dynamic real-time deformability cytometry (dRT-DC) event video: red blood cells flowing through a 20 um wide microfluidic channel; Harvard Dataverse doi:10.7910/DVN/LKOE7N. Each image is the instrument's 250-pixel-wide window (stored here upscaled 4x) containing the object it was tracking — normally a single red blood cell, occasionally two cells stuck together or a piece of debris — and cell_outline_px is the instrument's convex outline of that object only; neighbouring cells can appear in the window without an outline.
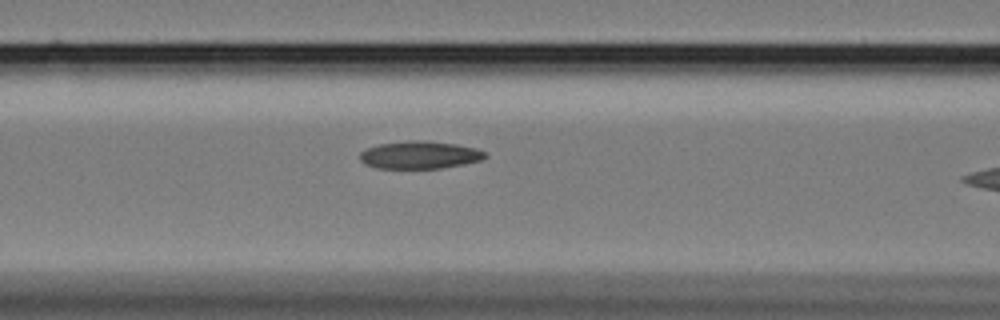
{"species": "Egyptian fruit bat (a non-hibernating species)", "species_latin": "Rousettus aegyptiacus", "temperature_condition": "cold", "stored_images_in_passage": 44, "camera_frame_rate_fps": 3000, "um_per_image_px": 0.085, "animal": {"sex": "female"}, "frame": {"image": 1, "passage_image": 20, "time_ms": 6.333, "image_size_px": [1000, 320], "cell_outline_px": [[488, 156], [484, 160], [464, 164], [440, 168], [376, 168], [364, 164], [360, 160], [360, 152], [368, 148], [380, 144], [408, 140], [424, 140], [456, 144], [476, 148], [484, 152]], "centroid_in_image_um": [35.69, 13.17], "position_along_channel_um": 130.9, "area_um2": 20.23}}
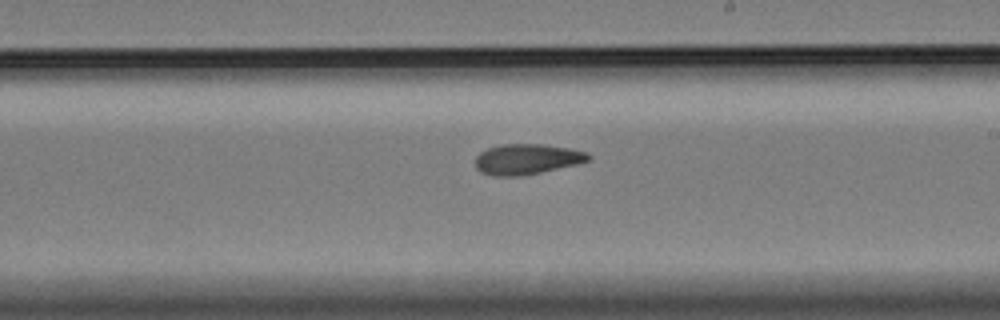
{"frame": {"image": 2, "passage_image": 30, "time_ms": 9.667, "image_size_px": [1000, 320], "cell_outline_px": [[592, 160], [576, 164], [540, 172], [516, 176], [492, 176], [480, 172], [476, 168], [476, 156], [480, 152], [488, 148], [504, 144], [544, 144], [568, 148], [588, 152], [592, 156]], "centroid_in_image_um": [44.8, 13.52], "position_along_channel_um": 244.2, "area_um2": 20.06}}
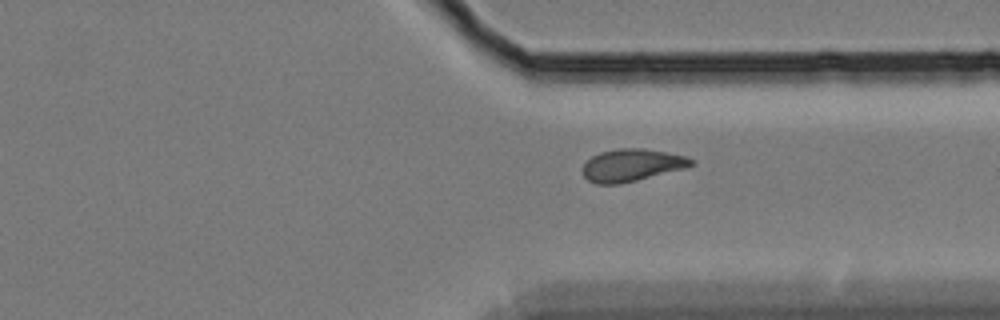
{"frame": {"image": 3, "passage_image": 40, "time_ms": 13.0, "image_size_px": [1000, 320], "cell_outline_px": [[692, 164], [684, 168], [620, 184], [596, 184], [588, 180], [584, 176], [584, 164], [592, 156], [600, 152], [616, 148], [644, 148], [684, 156], [692, 160]], "centroid_in_image_um": [53.64, 14.03], "position_along_channel_um": 357.8, "area_um2": 20.06}}